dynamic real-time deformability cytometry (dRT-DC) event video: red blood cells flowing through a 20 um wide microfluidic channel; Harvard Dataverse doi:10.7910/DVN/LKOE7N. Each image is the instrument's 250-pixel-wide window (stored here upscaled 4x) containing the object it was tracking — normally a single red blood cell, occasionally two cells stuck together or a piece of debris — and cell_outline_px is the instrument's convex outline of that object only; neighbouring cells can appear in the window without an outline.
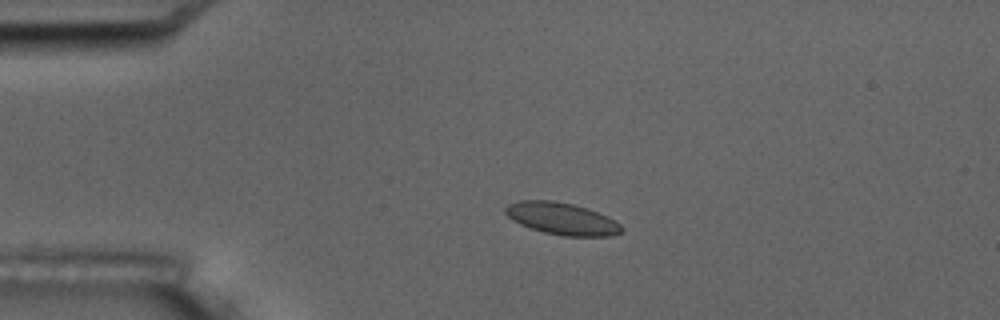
{"species": "common noctule bat (a hibernating species)", "species_latin": "Nyctalus noctula", "temperature_condition": "room temperature", "stored_images_in_passage": 4, "camera_frame_rate_fps": 3000, "um_per_image_px": 0.085, "animal": {"sex": "male", "body_mass_g": 17.5, "forearm_length_mm": 52.3}, "frame": {"image": 1, "passage_image": 3, "time_ms": 2.333, "image_size_px": [1000, 320], "cell_outline_px": [[624, 228], [620, 232], [608, 236], [564, 236], [544, 232], [528, 228], [512, 220], [504, 212], [504, 208], [508, 204], [520, 200], [552, 200], [572, 204], [588, 208], [608, 216], [620, 224]], "centroid_in_image_um": [47.73, 18.58], "position_along_channel_um": 37.3, "area_um2": 21.79}}